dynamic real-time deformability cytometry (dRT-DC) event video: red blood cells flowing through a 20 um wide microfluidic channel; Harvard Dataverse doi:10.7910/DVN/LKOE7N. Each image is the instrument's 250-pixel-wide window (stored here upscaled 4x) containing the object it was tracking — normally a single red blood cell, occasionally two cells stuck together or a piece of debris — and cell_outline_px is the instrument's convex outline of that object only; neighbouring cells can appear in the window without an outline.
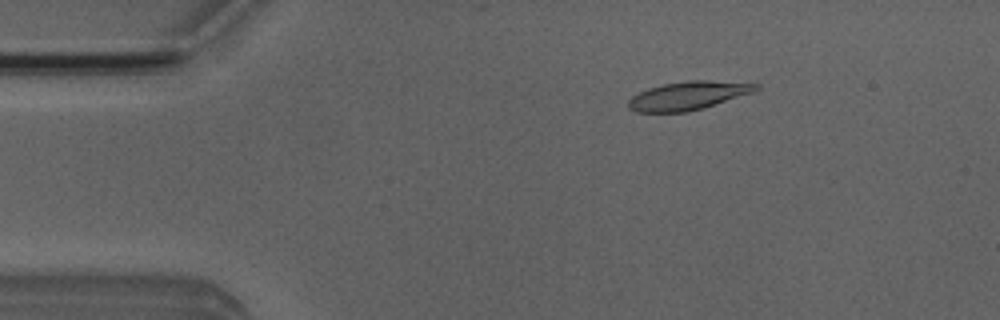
{"species": "Egyptian fruit bat (a non-hibernating species)", "species_latin": "Rousettus aegyptiacus", "temperature_condition": "room temperature", "stored_images_in_passage": 51, "camera_frame_rate_fps": 3000, "um_per_image_px": 0.085, "animal": {"sex": "male"}, "frame": {"image": 1, "passage_image": 8, "time_ms": 2.333, "image_size_px": [1000, 320], "cell_outline_px": [[760, 88], [752, 92], [704, 108], [688, 112], [636, 112], [628, 108], [628, 100], [632, 96], [648, 88], [664, 84], [688, 80], [708, 80], [760, 84]], "centroid_in_image_um": [58.47, 8.13], "position_along_channel_um": 26.5, "area_um2": 21.04}}
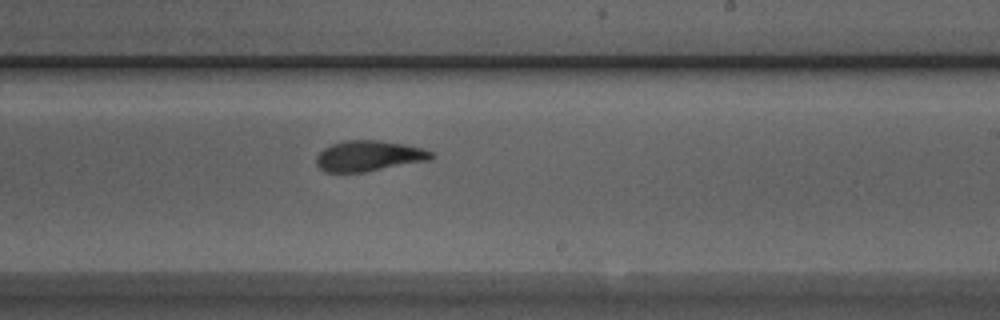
{"frame": {"image": 2, "passage_image": 30, "time_ms": 9.667, "image_size_px": [1000, 320], "cell_outline_px": [[436, 156], [432, 160], [364, 172], [324, 172], [316, 164], [316, 156], [324, 148], [332, 144], [344, 140], [380, 140], [404, 144], [420, 148], [432, 152]], "centroid_in_image_um": [31.36, 13.26], "position_along_channel_um": 257.6, "area_um2": 20.63}}
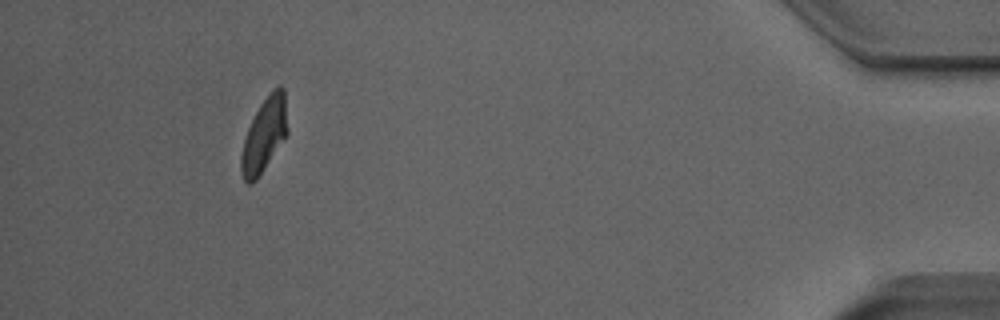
{"frame": {"image": 3, "passage_image": 47, "time_ms": 15.333, "image_size_px": [1000, 320], "cell_outline_px": [[288, 132], [256, 180], [252, 184], [248, 184], [244, 180], [240, 172], [240, 156], [244, 140], [248, 128], [260, 104], [272, 88], [280, 84], [284, 88], [288, 128]], "centroid_in_image_um": [22.46, 11.44], "position_along_channel_um": 412.7, "area_um2": 19.88}}